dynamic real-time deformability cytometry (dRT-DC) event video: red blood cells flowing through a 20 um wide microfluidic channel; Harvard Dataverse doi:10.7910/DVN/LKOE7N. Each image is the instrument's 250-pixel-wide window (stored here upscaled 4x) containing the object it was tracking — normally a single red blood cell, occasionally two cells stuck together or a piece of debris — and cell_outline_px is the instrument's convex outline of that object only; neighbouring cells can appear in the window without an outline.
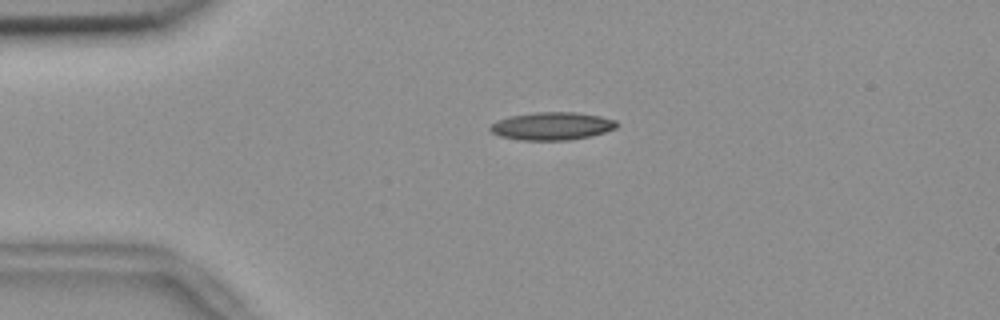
{"species": "common noctule bat (a hibernating species)", "species_latin": "Nyctalus noctula", "temperature_condition": "room temperature", "stored_images_in_passage": 55, "camera_frame_rate_fps": 3000, "um_per_image_px": 0.085, "animal": {"sex": "female", "body_mass_g": 18.4}, "frame": {"image": 1, "passage_image": 13, "time_ms": 4.0, "image_size_px": [1000, 320], "cell_outline_px": [[620, 124], [616, 128], [604, 132], [572, 140], [520, 140], [500, 136], [492, 132], [488, 128], [496, 120], [508, 116], [532, 112], [576, 112], [600, 116], [616, 120]], "centroid_in_image_um": [46.91, 10.71], "position_along_channel_um": 38.1, "area_um2": 20.69}}
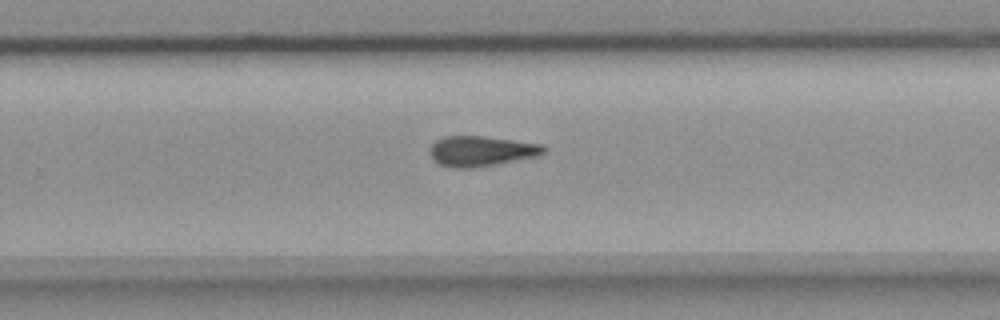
{"frame": {"image": 2, "passage_image": 36, "time_ms": 11.667, "image_size_px": [1000, 320], "cell_outline_px": [[548, 148], [540, 156], [496, 164], [472, 168], [456, 168], [440, 164], [428, 152], [428, 148], [436, 140], [444, 136], [480, 136], [544, 144]], "centroid_in_image_um": [40.93, 12.84], "position_along_channel_um": 288.9, "area_um2": 20.11}}
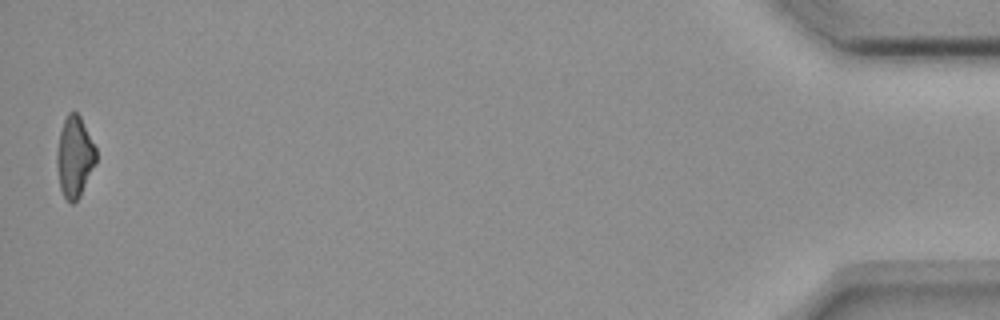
{"frame": {"image": 3, "passage_image": 55, "time_ms": 18.0, "image_size_px": [1000, 320], "cell_outline_px": [[96, 160], [80, 196], [72, 204], [68, 204], [60, 188], [56, 164], [56, 152], [60, 132], [64, 120], [68, 112], [76, 112], [80, 116], [96, 148]], "centroid_in_image_um": [6.32, 13.34], "position_along_channel_um": 428.9, "area_um2": 18.32}, "authors_computed_cell_mechanics": {"area_um2": 19.5364, "velocity_mm_per_s": 3.7007, "shape_relaxation_time_tau1_ms": null, "shape_relaxation_time_tau2_ms": 11.0905, "deformation_change_tau1": null, "deformation_change_tau2": 0.2528}}